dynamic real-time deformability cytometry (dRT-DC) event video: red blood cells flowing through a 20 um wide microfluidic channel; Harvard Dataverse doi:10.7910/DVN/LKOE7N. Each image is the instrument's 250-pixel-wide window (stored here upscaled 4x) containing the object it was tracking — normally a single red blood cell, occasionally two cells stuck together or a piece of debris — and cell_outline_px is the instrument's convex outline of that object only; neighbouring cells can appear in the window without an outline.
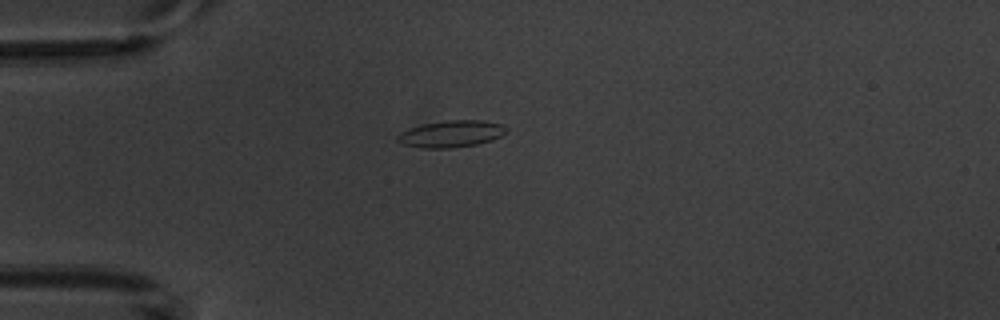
{"species": "common noctule bat (a hibernating species)", "species_latin": "Nyctalus noctula", "temperature_condition": "warm", "stored_images_in_passage": 6, "camera_frame_rate_fps": 3000, "um_per_image_px": 0.085, "animal": {"sex": "male", "body_mass_g": 20.1, "forearm_length_mm": 53.5}, "frame": {"image": 1, "passage_image": 1, "time_ms": 0.0, "image_size_px": [1000, 320], "cell_outline_px": [[508, 132], [492, 140], [476, 144], [448, 148], [420, 148], [400, 144], [396, 140], [396, 136], [400, 132], [424, 124], [448, 120], [484, 120], [504, 124], [508, 128]], "centroid_in_image_um": [38.37, 11.38], "position_along_channel_um": 46.6, "area_um2": 17.11}}
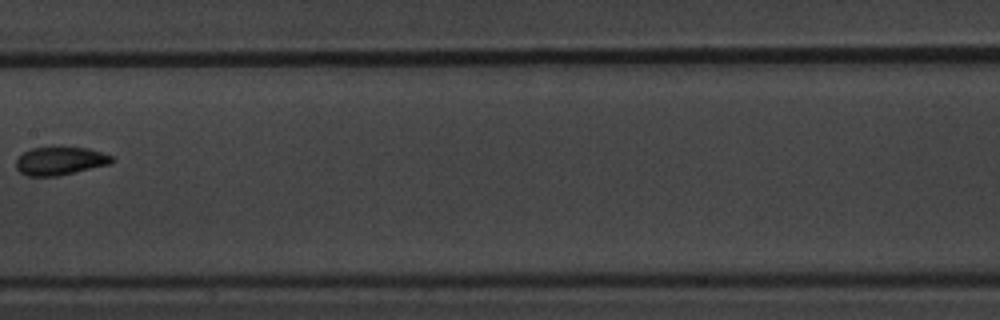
{"frame": {"image": 2, "passage_image": 5, "time_ms": 4.667, "image_size_px": [1000, 320], "cell_outline_px": [[116, 160], [112, 164], [60, 176], [28, 176], [20, 172], [16, 168], [16, 160], [24, 152], [32, 148], [60, 144], [88, 148], [112, 156]], "centroid_in_image_um": [5.15, 13.64], "position_along_channel_um": 202.3, "area_um2": 16.53}}
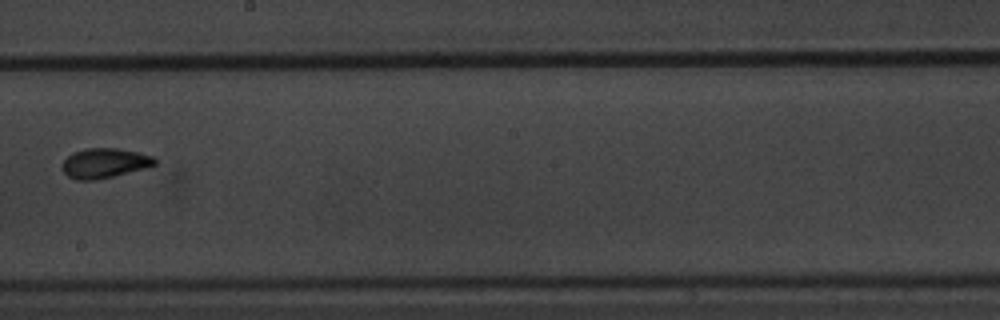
{"frame": {"image": 3, "passage_image": 6, "time_ms": 5.667, "image_size_px": [1000, 320], "cell_outline_px": [[156, 164], [152, 168], [96, 180], [76, 180], [68, 176], [60, 168], [64, 160], [72, 152], [84, 148], [120, 148], [152, 156], [156, 160]], "centroid_in_image_um": [8.9, 13.87], "position_along_channel_um": 239.3, "area_um2": 16.47}}